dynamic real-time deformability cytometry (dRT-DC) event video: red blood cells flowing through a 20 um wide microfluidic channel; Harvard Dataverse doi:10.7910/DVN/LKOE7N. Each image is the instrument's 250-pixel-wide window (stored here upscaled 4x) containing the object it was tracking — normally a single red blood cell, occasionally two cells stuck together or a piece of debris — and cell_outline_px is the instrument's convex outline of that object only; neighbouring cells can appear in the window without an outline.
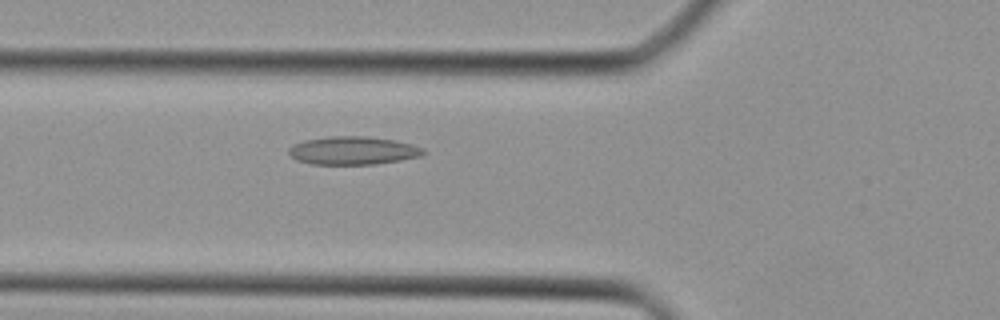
{"species": "Egyptian fruit bat (a non-hibernating species)", "species_latin": "Rousettus aegyptiacus", "temperature_condition": "cold", "stored_images_in_passage": 40, "camera_frame_rate_fps": 3000, "um_per_image_px": 0.085, "animal": {"sex": "female"}, "frame": {"image": 1, "passage_image": 15, "time_ms": 4.667, "image_size_px": [1000, 320], "cell_outline_px": [[428, 152], [420, 156], [400, 160], [376, 164], [312, 164], [296, 160], [288, 152], [288, 148], [292, 144], [304, 140], [328, 136], [368, 136], [392, 140], [412, 144], [424, 148]], "centroid_in_image_um": [30.0, 12.79], "position_along_channel_um": 95.8, "area_um2": 22.2}}
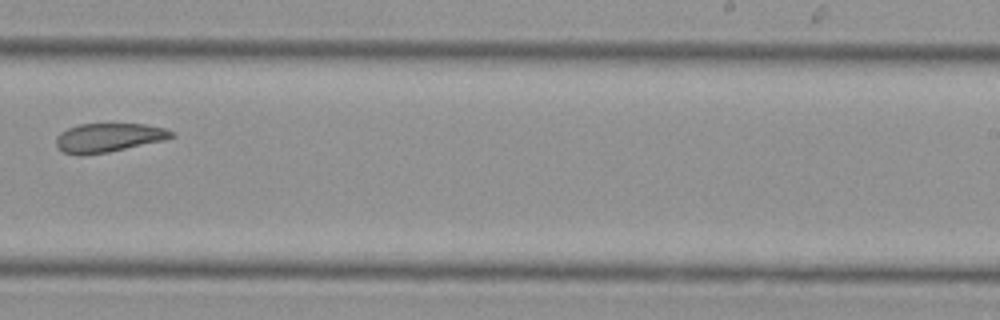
{"frame": {"image": 2, "passage_image": 26, "time_ms": 8.333, "image_size_px": [1000, 320], "cell_outline_px": [[176, 136], [168, 140], [108, 152], [64, 152], [56, 148], [56, 136], [60, 132], [68, 128], [80, 124], [144, 124], [164, 128], [172, 132]], "centroid_in_image_um": [9.3, 11.67], "position_along_channel_um": 279.7, "area_um2": 19.02}}
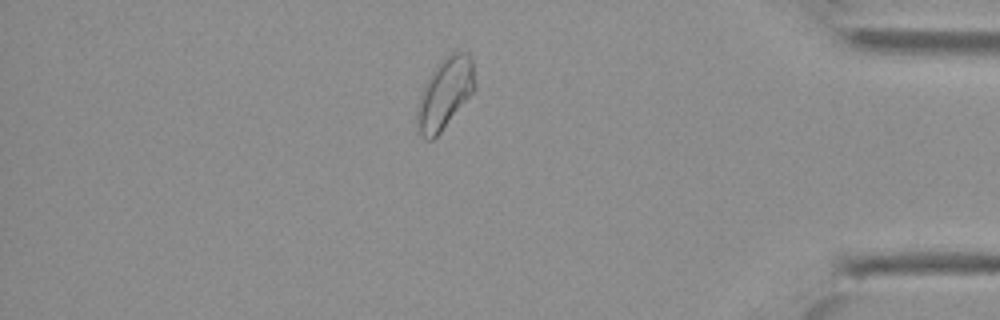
{"frame": {"image": 3, "passage_image": 35, "time_ms": 11.333, "image_size_px": [1000, 320], "cell_outline_px": [[476, 88], [440, 132], [432, 140], [428, 140], [420, 136], [416, 120], [416, 108], [420, 92], [436, 64], [444, 56], [452, 52], [468, 52], [472, 56], [476, 84]], "centroid_in_image_um": [37.81, 7.9], "position_along_channel_um": 397.4, "area_um2": 24.1}}